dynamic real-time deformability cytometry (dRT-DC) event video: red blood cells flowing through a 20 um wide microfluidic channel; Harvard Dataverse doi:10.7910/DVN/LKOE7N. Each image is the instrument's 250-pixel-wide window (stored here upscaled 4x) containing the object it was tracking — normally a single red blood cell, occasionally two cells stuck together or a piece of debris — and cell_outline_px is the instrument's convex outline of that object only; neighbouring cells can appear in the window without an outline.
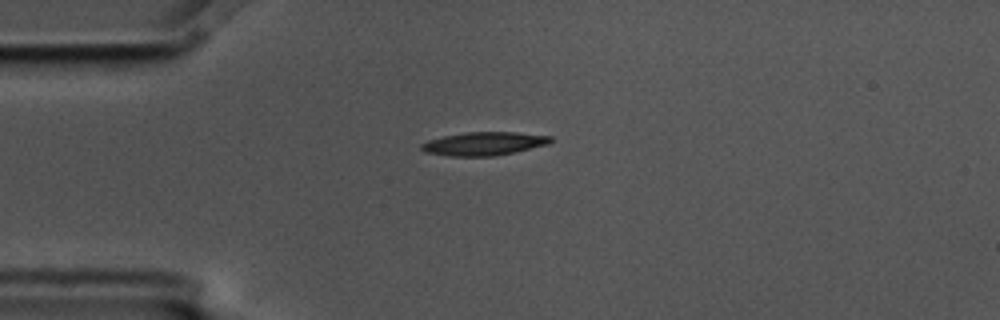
{"species": "common noctule bat (a hibernating species)", "species_latin": "Nyctalus noctula", "temperature_condition": "cold", "stored_images_in_passage": 5, "camera_frame_rate_fps": 3000, "um_per_image_px": 0.085, "animal": {"sex": "male", "body_mass_g": 17.5, "forearm_length_mm": 52.3}, "frame": {"image": 1, "passage_image": 1, "time_ms": 0.0, "image_size_px": [1000, 320], "cell_outline_px": [[552, 140], [548, 144], [512, 152], [492, 156], [448, 156], [424, 152], [420, 148], [420, 144], [428, 140], [444, 136], [464, 132], [516, 132], [552, 136]], "centroid_in_image_um": [41.09, 12.2], "position_along_channel_um": 43.9, "area_um2": 17.51}}